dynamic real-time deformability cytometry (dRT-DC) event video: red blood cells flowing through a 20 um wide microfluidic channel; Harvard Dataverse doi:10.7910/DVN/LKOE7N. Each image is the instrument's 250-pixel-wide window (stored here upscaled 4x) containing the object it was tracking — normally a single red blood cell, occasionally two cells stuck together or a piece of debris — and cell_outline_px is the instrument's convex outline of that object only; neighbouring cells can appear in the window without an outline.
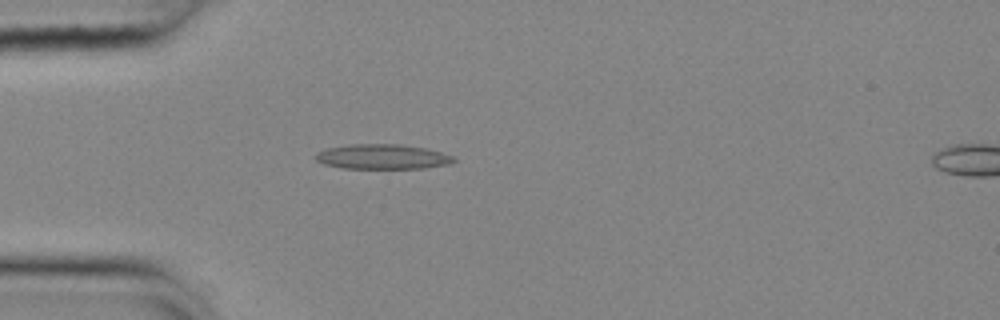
{"species": "common noctule bat (a hibernating species)", "species_latin": "Nyctalus noctula", "temperature_condition": "cold", "stored_images_in_passage": 43, "camera_frame_rate_fps": 3000, "um_per_image_px": 0.085, "animal": {"sex": "female", "body_mass_g": 25.1}, "frame": {"image": 1, "passage_image": 4, "time_ms": 1.0, "image_size_px": [1000, 320], "cell_outline_px": [[456, 160], [448, 164], [424, 168], [344, 168], [324, 164], [316, 160], [316, 152], [328, 148], [348, 144], [400, 144], [428, 148], [452, 156]], "centroid_in_image_um": [32.5, 13.31], "position_along_channel_um": 52.5, "area_um2": 19.94}}
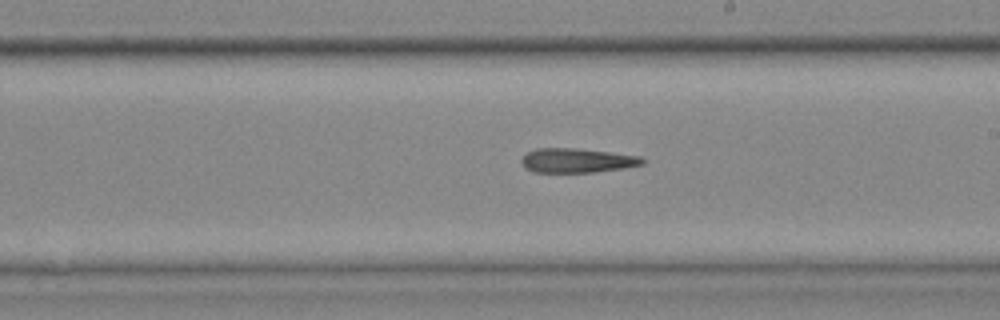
{"frame": {"image": 2, "passage_image": 20, "time_ms": 6.333, "image_size_px": [1000, 320], "cell_outline_px": [[648, 160], [644, 164], [624, 168], [592, 172], [536, 172], [524, 168], [520, 160], [528, 152], [536, 148], [576, 148], [640, 156]], "centroid_in_image_um": [49.06, 13.64], "position_along_channel_um": 239.9, "area_um2": 17.17}}
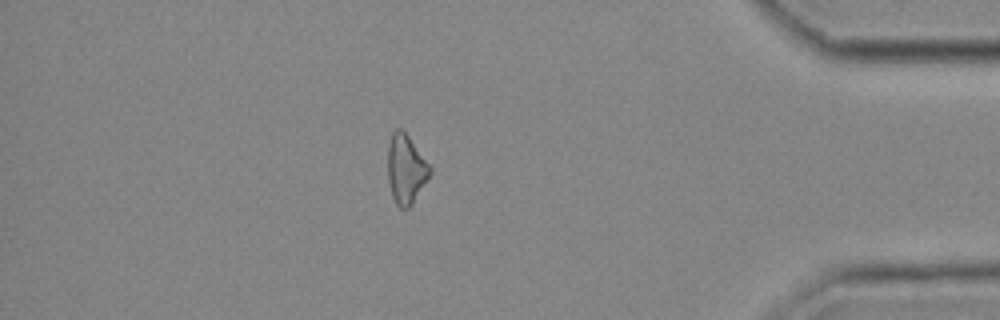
{"frame": {"image": 3, "passage_image": 36, "time_ms": 11.667, "image_size_px": [1000, 320], "cell_outline_px": [[432, 172], [412, 204], [408, 208], [400, 208], [396, 204], [392, 196], [388, 180], [388, 144], [392, 132], [396, 128], [400, 128], [408, 136], [432, 168]], "centroid_in_image_um": [34.49, 14.38], "position_along_channel_um": 400.7, "area_um2": 16.88}, "authors_computed_cell_mechanics": {"area_um2": 17.7446, "velocity_mm_per_s": 3.7001, "shape_relaxation_time_tau1_ms": null, "shape_relaxation_time_tau2_ms": 5.9138, "deformation_change_tau1": null, "deformation_change_tau2": 0.2174}}